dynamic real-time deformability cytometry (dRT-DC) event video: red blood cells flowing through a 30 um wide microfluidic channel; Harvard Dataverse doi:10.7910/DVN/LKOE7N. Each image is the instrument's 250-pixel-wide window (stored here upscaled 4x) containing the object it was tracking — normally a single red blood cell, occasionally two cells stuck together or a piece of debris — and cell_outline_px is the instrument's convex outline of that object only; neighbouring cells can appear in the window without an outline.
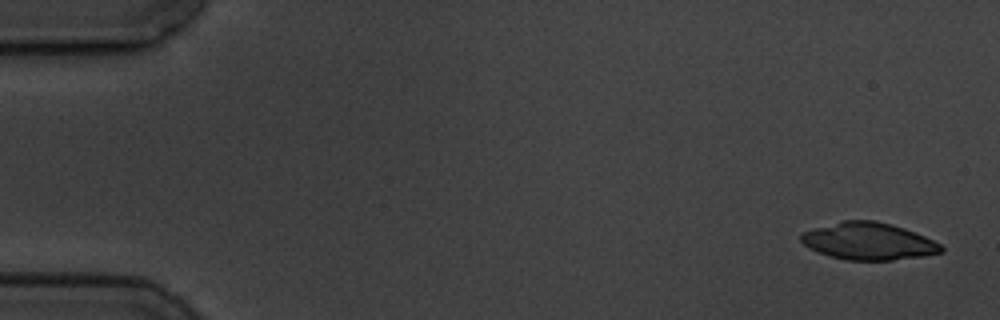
{"species": "common noctule bat (a hibernating species)", "species_latin": "Nyctalus noctula", "temperature_condition": "cold", "stored_images_in_passage": 6, "segment_of_instrument_passage": [1, 2], "camera_frame_rate_fps": 3000, "um_per_image_px": 0.085, "animal": {"sex": "male", "body_mass_g": 19.5, "forearm_length_mm": 54.6}, "frame": {"image": 1, "passage_image": 1, "time_ms": 0.0, "image_size_px": [1000, 320], "cell_outline_px": [[944, 252], [924, 256], [892, 260], [844, 260], [828, 256], [808, 248], [800, 240], [800, 236], [804, 232], [840, 220], [876, 220], [892, 224], [904, 228], [924, 236], [940, 244], [944, 248]], "centroid_in_image_um": [73.82, 20.51], "position_along_channel_um": 11.2, "area_um2": 30.46}}